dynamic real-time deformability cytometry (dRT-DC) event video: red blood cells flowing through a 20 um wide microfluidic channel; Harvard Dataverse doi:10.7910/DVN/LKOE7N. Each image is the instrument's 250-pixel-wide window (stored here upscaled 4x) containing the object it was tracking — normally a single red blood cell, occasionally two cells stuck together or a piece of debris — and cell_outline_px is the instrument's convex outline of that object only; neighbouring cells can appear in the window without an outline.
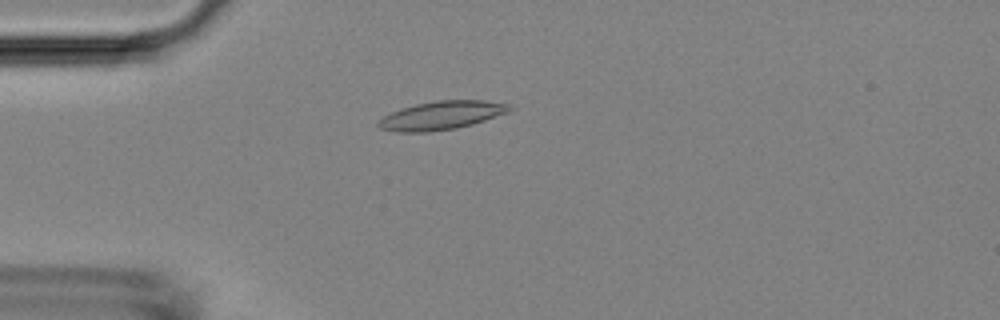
{"species": "Egyptian fruit bat (a non-hibernating species)", "species_latin": "Rousettus aegyptiacus", "temperature_condition": "room temperature", "stored_images_in_passage": 4, "camera_frame_rate_fps": 3000, "um_per_image_px": 0.085, "animal": {"sex": "female"}, "frame": {"image": 1, "passage_image": 4, "time_ms": 4.333, "image_size_px": [1000, 320], "cell_outline_px": [[516, 108], [508, 112], [472, 124], [456, 128], [428, 132], [396, 132], [380, 128], [376, 124], [384, 116], [400, 108], [416, 104], [436, 100], [484, 100], [512, 104]], "centroid_in_image_um": [37.56, 9.8], "position_along_channel_um": 47.4, "area_um2": 21.85}}